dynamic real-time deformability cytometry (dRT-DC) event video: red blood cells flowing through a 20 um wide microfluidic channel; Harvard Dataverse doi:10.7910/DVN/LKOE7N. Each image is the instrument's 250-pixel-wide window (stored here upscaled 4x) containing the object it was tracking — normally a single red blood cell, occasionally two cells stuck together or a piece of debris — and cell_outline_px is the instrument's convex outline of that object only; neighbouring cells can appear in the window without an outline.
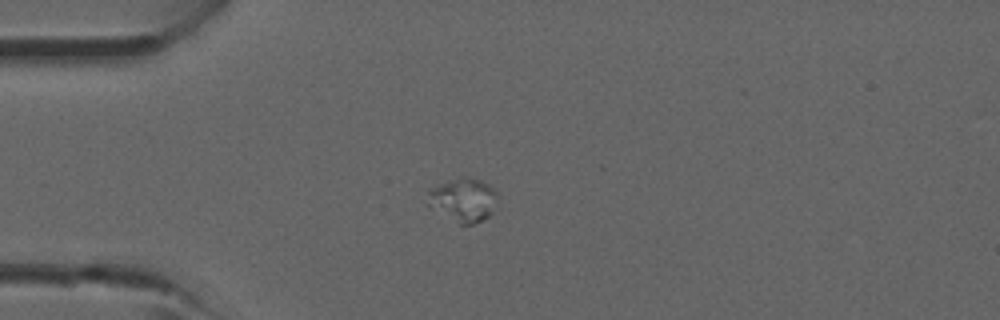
{"species": "common noctule bat (a hibernating species)", "species_latin": "Nyctalus noctula", "temperature_condition": "room temperature", "stored_images_in_passage": 3, "camera_frame_rate_fps": 3000, "um_per_image_px": 0.085, "animal": {"sex": "male", "forearm_length_mm": 52.5}, "frame": {"image": 1, "passage_image": 2, "time_ms": 1.333, "image_size_px": [1000, 320], "cell_outline_px": [[496, 192], [492, 212], [488, 216], [472, 224], [460, 224], [428, 204], [428, 192], [440, 184], [452, 180], [480, 180], [488, 184]], "centroid_in_image_um": [39.38, 17.02], "position_along_channel_um": 45.6, "area_um2": 16.47}}